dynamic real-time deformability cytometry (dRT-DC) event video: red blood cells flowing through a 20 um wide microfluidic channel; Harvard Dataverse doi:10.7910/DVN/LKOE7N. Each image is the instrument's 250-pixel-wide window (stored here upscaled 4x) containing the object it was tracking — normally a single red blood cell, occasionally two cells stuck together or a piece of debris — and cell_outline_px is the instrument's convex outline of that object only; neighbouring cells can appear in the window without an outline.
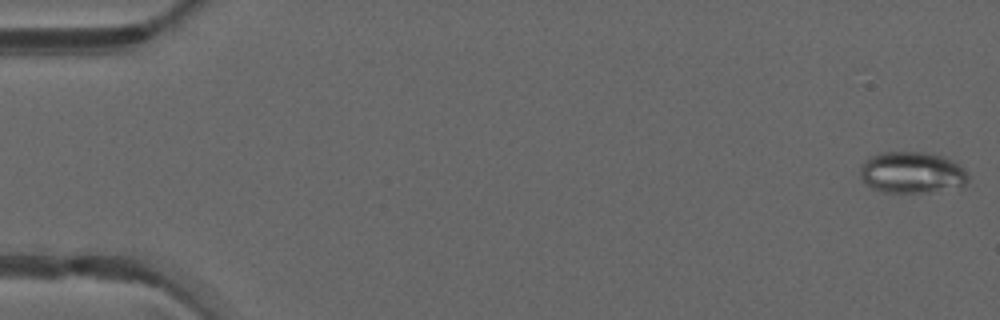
{"species": "common noctule bat (a hibernating species)", "species_latin": "Nyctalus noctula", "temperature_condition": "warm", "stored_images_in_passage": 27, "camera_frame_rate_fps": 3000, "um_per_image_px": 0.085, "animal": {"sex": "male", "forearm_length_mm": 52.5}, "frame": {"image": 1, "passage_image": 1, "time_ms": 0.0, "image_size_px": [1000, 320], "cell_outline_px": [[968, 180], [960, 188], [928, 192], [884, 192], [872, 188], [864, 184], [860, 176], [860, 164], [868, 156], [880, 152], [924, 152], [940, 156], [952, 160], [960, 164], [964, 168], [968, 176]], "centroid_in_image_um": [77.48, 14.66], "position_along_channel_um": 7.5, "area_um2": 26.47}}
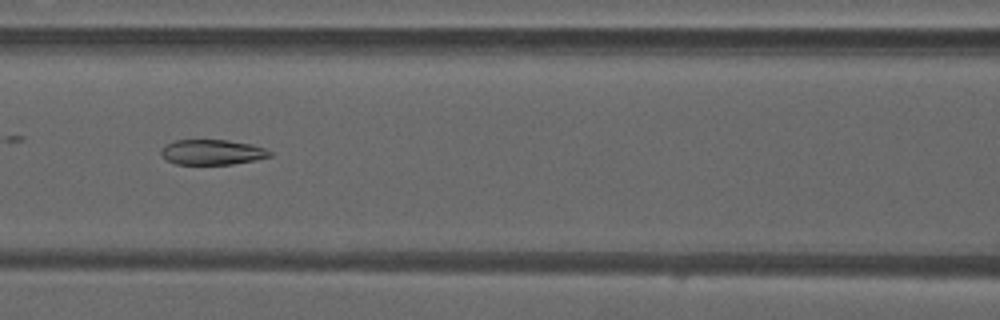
{"frame": {"image": 2, "passage_image": 22, "time_ms": 7.0, "image_size_px": [1000, 320], "cell_outline_px": [[272, 156], [256, 160], [232, 164], [176, 164], [160, 156], [160, 148], [164, 144], [176, 140], [228, 140], [252, 144], [264, 148], [272, 152]], "centroid_in_image_um": [18.01, 12.93], "position_along_channel_um": 148.6, "area_um2": 16.13}}
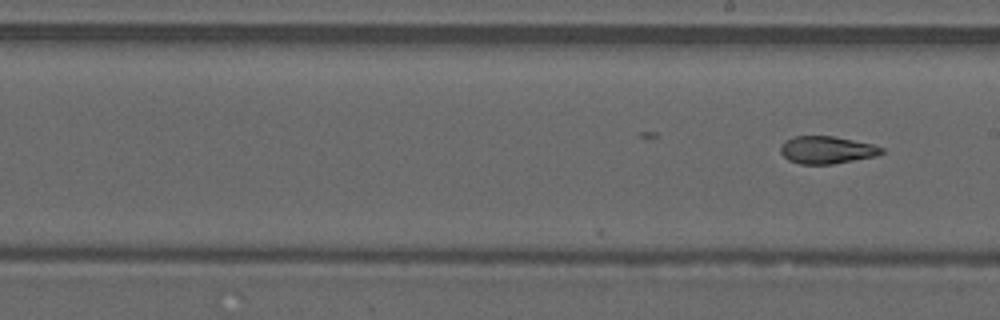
{"frame": {"image": 3, "passage_image": 27, "time_ms": 8.667, "image_size_px": [1000, 320], "cell_outline_px": [[884, 152], [876, 156], [832, 164], [800, 164], [788, 160], [780, 152], [780, 144], [784, 140], [792, 136], [832, 136], [872, 144], [884, 148]], "centroid_in_image_um": [70.23, 12.74], "position_along_channel_um": 218.8, "area_um2": 16.24}}